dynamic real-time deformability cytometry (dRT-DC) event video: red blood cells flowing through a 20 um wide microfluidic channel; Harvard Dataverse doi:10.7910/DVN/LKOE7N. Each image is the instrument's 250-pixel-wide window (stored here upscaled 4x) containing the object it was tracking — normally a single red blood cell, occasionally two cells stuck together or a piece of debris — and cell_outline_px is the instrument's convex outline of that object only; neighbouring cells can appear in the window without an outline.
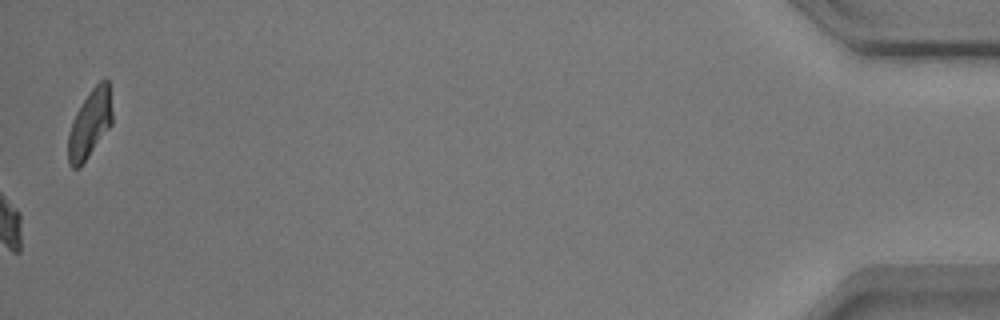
{"species": "common noctule bat (a hibernating species)", "species_latin": "Nyctalus noctula", "temperature_condition": "warm", "stored_images_in_passage": 56, "camera_frame_rate_fps": 3000, "um_per_image_px": 0.085, "animal": {"sex": "male", "body_mass_g": 17.9}, "frame": {"image": 1, "passage_image": 56, "time_ms": 18.333, "image_size_px": [1000, 320], "cell_outline_px": [[112, 124], [80, 168], [72, 168], [68, 164], [68, 132], [72, 120], [76, 112], [92, 88], [104, 76], [108, 80], [112, 112]], "centroid_in_image_um": [7.63, 10.53], "position_along_channel_um": 427.6, "area_um2": 17.57}, "authors_computed_cell_mechanics": {"area_um2": 16.2418, "velocity_mm_per_s": 3.5092, "shape_relaxation_time_tau1_ms": 2.6872, "shape_relaxation_time_tau2_ms": 3.8315, "deformation_change_tau1": 0.15, "deformation_change_tau2": 0.1058}}